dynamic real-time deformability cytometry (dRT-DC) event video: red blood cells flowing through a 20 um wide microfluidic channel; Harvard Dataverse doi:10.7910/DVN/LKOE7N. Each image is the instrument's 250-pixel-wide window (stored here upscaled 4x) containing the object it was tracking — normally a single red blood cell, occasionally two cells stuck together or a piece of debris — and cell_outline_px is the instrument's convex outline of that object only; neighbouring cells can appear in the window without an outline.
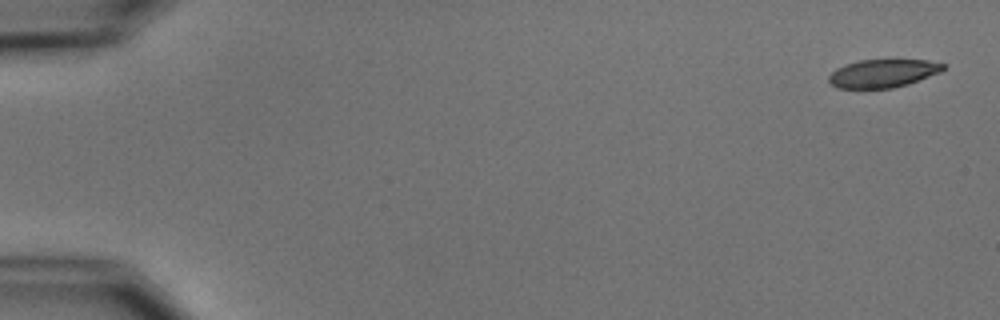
{"species": "common noctule bat (a hibernating species)", "species_latin": "Nyctalus noctula", "temperature_condition": "cold", "stored_images_in_passage": 5, "camera_frame_rate_fps": 3000, "um_per_image_px": 0.085, "animal": {"sex": "male", "body_mass_g": 15.6}, "frame": {"image": 1, "passage_image": 1, "time_ms": 0.0, "image_size_px": [1000, 320], "cell_outline_px": [[948, 64], [940, 72], [908, 84], [892, 88], [836, 88], [828, 80], [828, 76], [836, 68], [844, 64], [860, 60], [928, 60]], "centroid_in_image_um": [75.04, 6.23], "position_along_channel_um": 10.0, "area_um2": 18.79}}
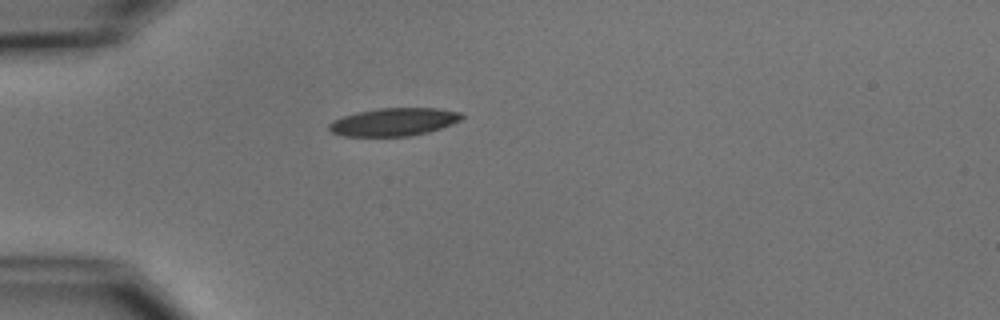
{"frame": {"image": 2, "passage_image": 5, "time_ms": 4.667, "image_size_px": [1000, 320], "cell_outline_px": [[464, 116], [460, 120], [452, 124], [428, 132], [408, 136], [344, 136], [332, 132], [328, 128], [328, 124], [332, 120], [356, 112], [380, 108], [436, 108], [460, 112]], "centroid_in_image_um": [33.46, 10.36], "position_along_channel_um": 51.5, "area_um2": 21.5}}